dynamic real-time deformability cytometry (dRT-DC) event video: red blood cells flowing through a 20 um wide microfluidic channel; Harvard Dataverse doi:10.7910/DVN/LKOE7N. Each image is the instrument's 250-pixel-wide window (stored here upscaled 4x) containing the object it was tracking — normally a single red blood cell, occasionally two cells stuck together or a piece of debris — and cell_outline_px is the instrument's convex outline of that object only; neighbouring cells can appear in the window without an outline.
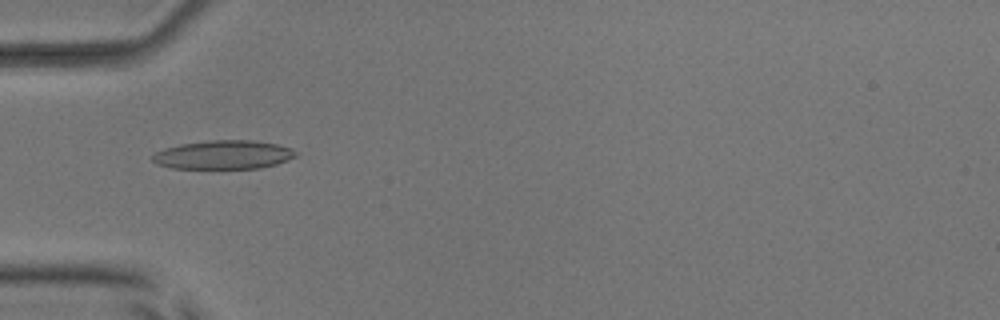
{"species": "common noctule bat (a hibernating species)", "species_latin": "Nyctalus noctula", "temperature_condition": "room temperature", "stored_images_in_passage": 38, "camera_frame_rate_fps": 3000, "um_per_image_px": 0.085, "animal": {"sex": "male", "body_mass_g": 17.9, "forearm_length_mm": 54.2}, "frame": {"image": 1, "passage_image": 2, "time_ms": 0.333, "image_size_px": [1000, 320], "cell_outline_px": [[296, 156], [288, 160], [276, 164], [260, 168], [172, 168], [160, 164], [152, 160], [152, 156], [156, 152], [164, 148], [180, 144], [208, 140], [252, 140], [276, 144], [292, 148], [296, 152]], "centroid_in_image_um": [19.01, 13.15], "position_along_channel_um": 66.0, "area_um2": 23.87}}
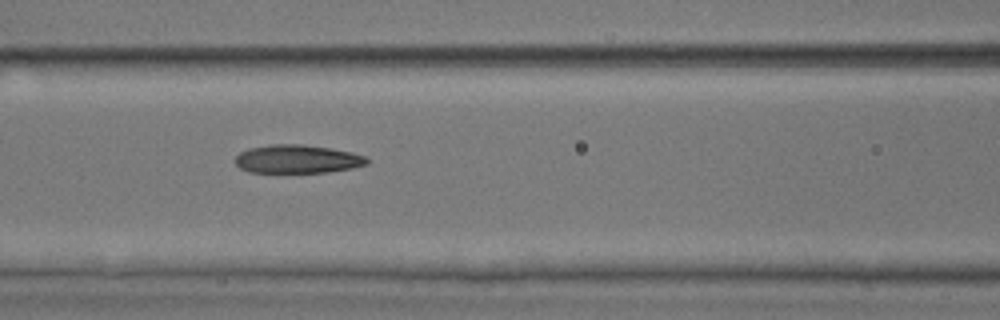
{"frame": {"image": 2, "passage_image": 8, "time_ms": 2.333, "image_size_px": [1000, 320], "cell_outline_px": [[368, 164], [352, 168], [324, 172], [248, 172], [240, 168], [236, 164], [236, 156], [240, 152], [248, 148], [272, 144], [300, 144], [332, 148], [352, 152], [364, 156], [368, 160]], "centroid_in_image_um": [25.26, 13.51], "position_along_channel_um": 141.3, "area_um2": 21.73}}
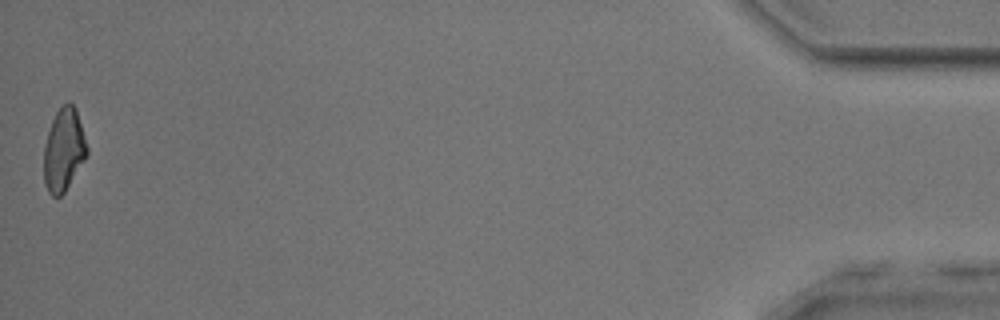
{"frame": {"image": 3, "passage_image": 38, "time_ms": 12.333, "image_size_px": [1000, 320], "cell_outline_px": [[88, 152], [84, 160], [64, 192], [60, 196], [52, 196], [48, 192], [44, 184], [44, 148], [48, 132], [52, 120], [56, 112], [68, 100], [76, 108], [88, 148]], "centroid_in_image_um": [5.41, 12.73], "position_along_channel_um": 429.8, "area_um2": 20.58}, "authors_computed_cell_mechanics": {"area_um2": 21.6461, "velocity_mm_per_s": 3.8291, "shape_relaxation_time_tau1_ms": 6.6287, "shape_relaxation_time_tau2_ms": 3.4763, "deformation_change_tau1": 0.1804, "deformation_change_tau2": 0.13}}